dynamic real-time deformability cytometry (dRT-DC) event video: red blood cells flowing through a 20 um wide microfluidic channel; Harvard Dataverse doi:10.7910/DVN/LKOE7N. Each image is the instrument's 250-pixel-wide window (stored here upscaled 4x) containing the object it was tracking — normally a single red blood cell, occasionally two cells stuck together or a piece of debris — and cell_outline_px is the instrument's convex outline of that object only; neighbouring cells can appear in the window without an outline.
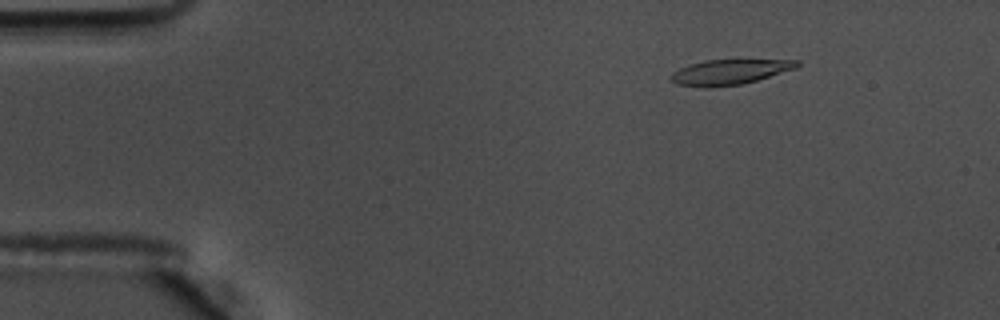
{"species": "common noctule bat (a hibernating species)", "species_latin": "Nyctalus noctula", "temperature_condition": "warm", "stored_images_in_passage": 52, "camera_frame_rate_fps": 3000, "um_per_image_px": 0.085, "animal": {"sex": "male", "body_mass_g": 17.5, "forearm_length_mm": 52.3}, "frame": {"image": 1, "passage_image": 3, "time_ms": 0.667, "image_size_px": [1000, 320], "cell_outline_px": [[800, 64], [796, 68], [744, 84], [712, 88], [704, 88], [676, 84], [668, 76], [672, 72], [680, 68], [704, 60], [800, 60]], "centroid_in_image_um": [61.98, 6.14], "position_along_channel_um": 23.0, "area_um2": 18.55}}
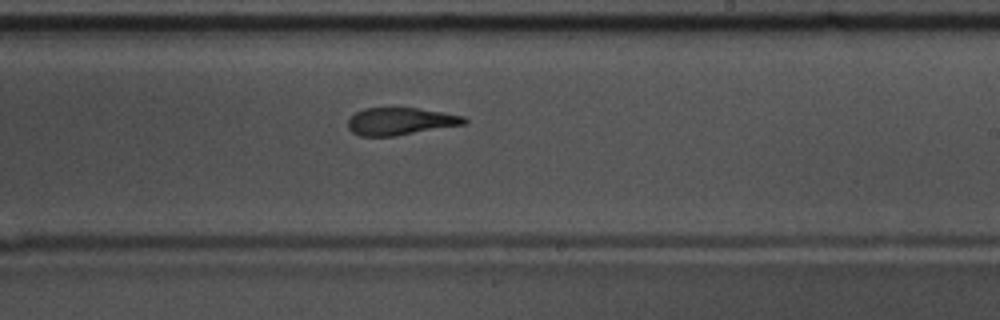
{"frame": {"image": 2, "passage_image": 29, "time_ms": 9.333, "image_size_px": [1000, 320], "cell_outline_px": [[468, 124], [392, 136], [360, 136], [352, 132], [348, 128], [348, 120], [356, 112], [364, 108], [420, 108], [444, 112], [464, 116], [468, 120]], "centroid_in_image_um": [34.07, 10.31], "position_along_channel_um": 254.9, "area_um2": 18.61}}
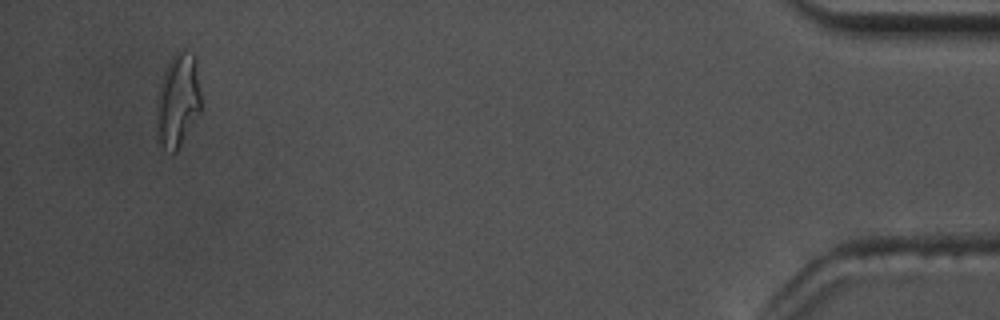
{"frame": {"image": 3, "passage_image": 49, "time_ms": 16.0, "image_size_px": [1000, 320], "cell_outline_px": [[200, 112], [176, 152], [172, 152], [164, 148], [160, 140], [156, 112], [156, 100], [160, 84], [164, 72], [172, 56], [176, 52], [184, 52], [196, 56], [200, 92]], "centroid_in_image_um": [15.13, 8.51], "position_along_channel_um": 420.1, "area_um2": 23.76}, "authors_computed_cell_mechanics": {"area_um2": 19.5653, "velocity_mm_per_s": 3.6085, "shape_relaxation_time_tau1_ms": null, "shape_relaxation_time_tau2_ms": 2.6051, "deformation_change_tau1": null, "deformation_change_tau2": 0.1193}}